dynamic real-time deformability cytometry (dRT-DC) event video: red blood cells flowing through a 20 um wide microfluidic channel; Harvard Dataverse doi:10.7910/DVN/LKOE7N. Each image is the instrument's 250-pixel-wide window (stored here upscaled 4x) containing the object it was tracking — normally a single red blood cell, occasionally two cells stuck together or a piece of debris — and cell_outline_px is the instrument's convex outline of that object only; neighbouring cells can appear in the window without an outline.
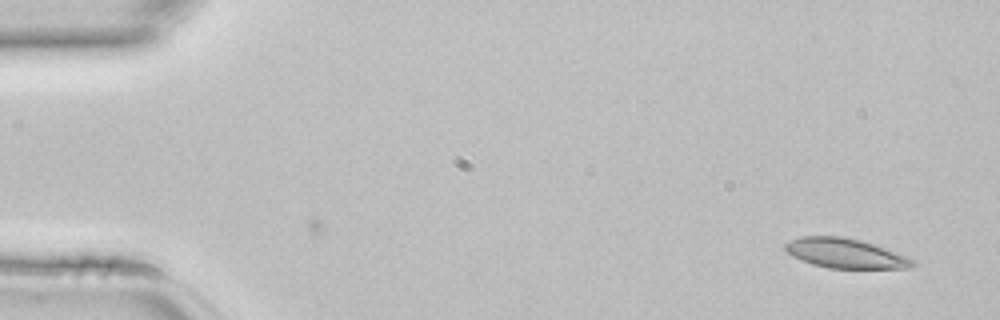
{"species": "common noctule bat (a hibernating species)", "species_latin": "Nyctalus noctula", "temperature_condition": "room temperature", "stored_images_in_passage": 38, "camera_frame_rate_fps": 3000, "um_per_image_px": 0.085, "animal": {"sex": "female", "body_mass_g": 22.7, "forearm_length_mm": 54.2}, "frame": {"image": 1, "passage_image": 1, "time_ms": 0.0, "image_size_px": [1000, 320], "cell_outline_px": [[916, 264], [908, 268], [828, 268], [812, 264], [792, 256], [784, 248], [784, 244], [800, 236], [840, 236], [860, 240], [908, 256], [916, 260]], "centroid_in_image_um": [71.86, 21.53], "position_along_channel_um": 13.1, "area_um2": 21.91}}
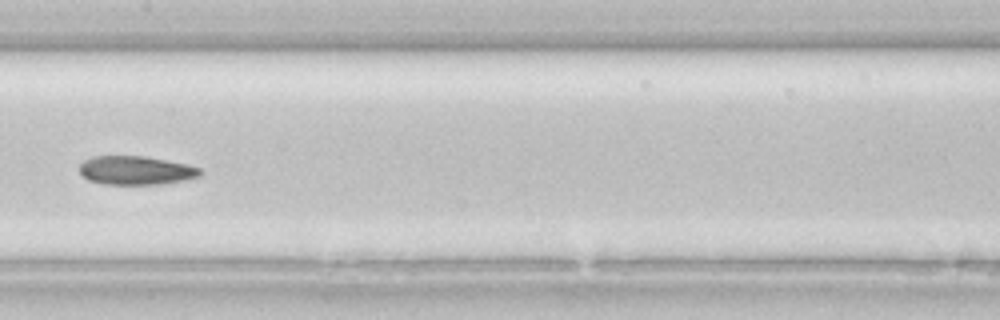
{"frame": {"image": 2, "passage_image": 21, "time_ms": 6.667, "image_size_px": [1000, 320], "cell_outline_px": [[204, 172], [200, 176], [188, 180], [160, 184], [104, 184], [88, 180], [80, 176], [76, 168], [84, 160], [92, 156], [144, 156], [188, 164], [200, 168]], "centroid_in_image_um": [11.53, 14.48], "position_along_channel_um": 195.9, "area_um2": 20.63}}
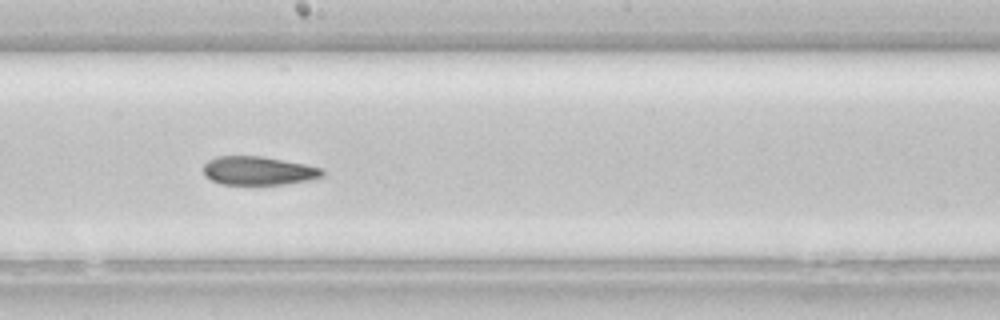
{"frame": {"image": 3, "passage_image": 23, "time_ms": 7.333, "image_size_px": [1000, 320], "cell_outline_px": [[324, 176], [308, 180], [288, 184], [220, 184], [204, 176], [204, 164], [208, 160], [216, 156], [260, 156], [304, 164], [324, 168]], "centroid_in_image_um": [21.96, 14.51], "position_along_channel_um": 226.2, "area_um2": 19.83}}